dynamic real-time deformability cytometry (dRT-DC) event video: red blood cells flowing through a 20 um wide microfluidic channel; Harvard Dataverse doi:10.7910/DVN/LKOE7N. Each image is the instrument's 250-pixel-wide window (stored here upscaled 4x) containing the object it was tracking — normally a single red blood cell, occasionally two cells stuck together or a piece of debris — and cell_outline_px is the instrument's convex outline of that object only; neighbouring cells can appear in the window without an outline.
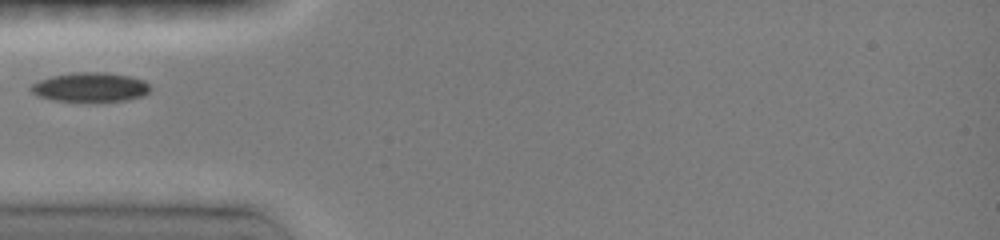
{"species": "common noctule bat (a hibernating species)", "species_latin": "Nyctalus noctula", "temperature_condition": "room temperature", "stored_images_in_passage": 33, "camera_frame_rate_fps": 3000, "um_per_image_px": 0.085, "animal": {"sex": "female", "body_mass_g": 19.0, "forearm_length_mm": 51.5}, "frame": {"image": 1, "passage_image": 1, "time_ms": 0.0, "image_size_px": [1000, 240], "cell_outline_px": [[152, 88], [144, 96], [128, 100], [52, 100], [40, 96], [32, 92], [28, 88], [32, 84], [40, 80], [52, 76], [72, 72], [104, 72], [128, 76], [144, 80]], "centroid_in_image_um": [7.69, 7.39], "position_along_channel_um": 77.3, "area_um2": 20.06}}